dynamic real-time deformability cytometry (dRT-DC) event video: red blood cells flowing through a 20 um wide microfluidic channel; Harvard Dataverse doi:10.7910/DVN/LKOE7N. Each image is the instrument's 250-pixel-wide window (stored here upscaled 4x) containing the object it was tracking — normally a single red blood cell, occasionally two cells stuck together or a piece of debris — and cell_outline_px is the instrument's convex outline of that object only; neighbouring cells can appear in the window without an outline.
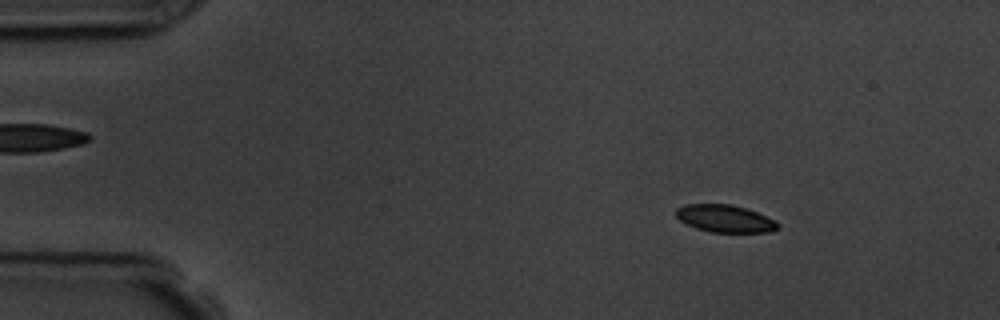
{"species": "common noctule bat (a hibernating species)", "species_latin": "Nyctalus noctula", "temperature_condition": "room temperature", "stored_images_in_passage": 5, "camera_frame_rate_fps": 3000, "um_per_image_px": 0.085, "animal": {"sex": "male", "body_mass_g": 19.5, "forearm_length_mm": 54.6}, "frame": {"image": 1, "passage_image": 2, "time_ms": 1.333, "image_size_px": [1000, 320], "cell_outline_px": [[780, 224], [772, 232], [712, 232], [696, 228], [680, 220], [676, 216], [676, 208], [684, 204], [732, 204], [756, 212], [776, 220]], "centroid_in_image_um": [61.62, 18.57], "position_along_channel_um": 23.4, "area_um2": 16.18}}
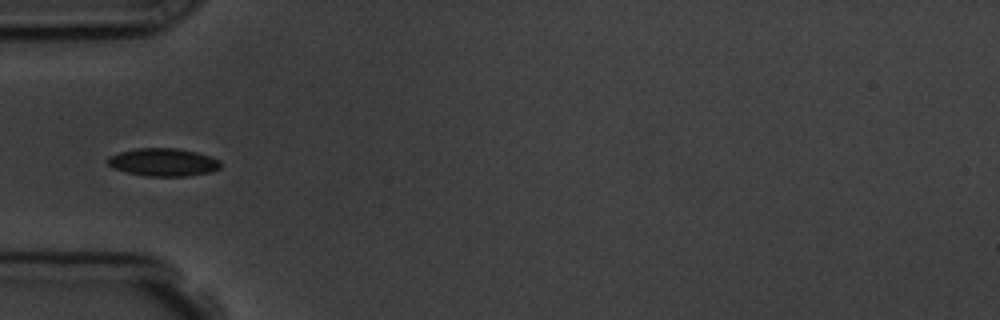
{"frame": {"image": 2, "passage_image": 5, "time_ms": 4.667, "image_size_px": [1000, 320], "cell_outline_px": [[220, 168], [212, 172], [188, 176], [148, 176], [128, 172], [112, 168], [108, 164], [108, 156], [120, 152], [136, 148], [176, 148], [196, 152], [220, 160]], "centroid_in_image_um": [13.88, 13.79], "position_along_channel_um": 71.1, "area_um2": 18.26}}